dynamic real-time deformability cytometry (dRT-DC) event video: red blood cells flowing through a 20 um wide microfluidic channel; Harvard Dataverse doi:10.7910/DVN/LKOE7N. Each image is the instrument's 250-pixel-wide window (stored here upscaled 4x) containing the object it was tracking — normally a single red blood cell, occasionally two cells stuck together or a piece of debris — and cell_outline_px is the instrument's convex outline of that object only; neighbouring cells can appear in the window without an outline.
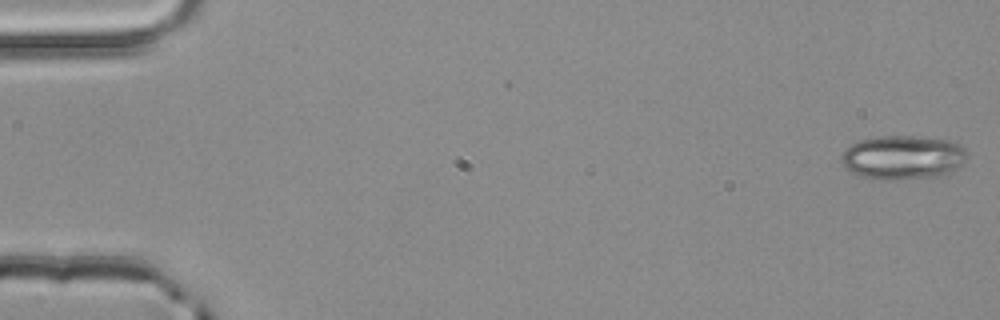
{"species": "common noctule bat (a hibernating species)", "species_latin": "Nyctalus noctula", "temperature_condition": "room temperature", "stored_images_in_passage": 3, "camera_frame_rate_fps": 3000, "um_per_image_px": 0.085, "animal": {"sex": "male", "body_mass_g": 20.4}, "frame": {"image": 1, "passage_image": 1, "time_ms": 0.0, "image_size_px": [1000, 320], "cell_outline_px": [[968, 152], [964, 160], [956, 168], [940, 176], [896, 180], [884, 180], [864, 176], [848, 172], [844, 168], [840, 160], [840, 156], [852, 144], [860, 140], [880, 136], [912, 136], [948, 140], [960, 144]], "centroid_in_image_um": [76.71, 13.38], "position_along_channel_um": 8.3, "area_um2": 32.19}}